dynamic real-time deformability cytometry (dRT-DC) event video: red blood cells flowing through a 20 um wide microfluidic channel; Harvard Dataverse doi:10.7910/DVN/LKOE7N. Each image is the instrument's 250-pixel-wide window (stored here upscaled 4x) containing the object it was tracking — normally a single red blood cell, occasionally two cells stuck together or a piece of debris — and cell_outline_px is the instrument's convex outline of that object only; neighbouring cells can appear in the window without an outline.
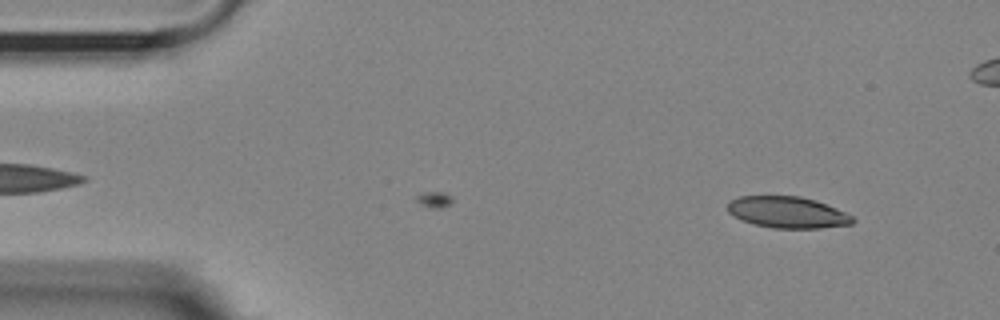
{"species": "Egyptian fruit bat (a non-hibernating species)", "species_latin": "Rousettus aegyptiacus", "temperature_condition": "room temperature", "stored_images_in_passage": 3, "camera_frame_rate_fps": 3000, "um_per_image_px": 0.085, "animal": {"sex": "female"}, "frame": {"image": 1, "passage_image": 3, "time_ms": 0.667, "image_size_px": [1000, 320], "cell_outline_px": [[856, 220], [852, 224], [820, 228], [772, 228], [756, 224], [744, 220], [728, 212], [728, 200], [740, 196], [800, 196], [816, 200], [836, 208], [852, 216]], "centroid_in_image_um": [66.96, 18.04], "position_along_channel_um": 18.0, "area_um2": 22.77}}